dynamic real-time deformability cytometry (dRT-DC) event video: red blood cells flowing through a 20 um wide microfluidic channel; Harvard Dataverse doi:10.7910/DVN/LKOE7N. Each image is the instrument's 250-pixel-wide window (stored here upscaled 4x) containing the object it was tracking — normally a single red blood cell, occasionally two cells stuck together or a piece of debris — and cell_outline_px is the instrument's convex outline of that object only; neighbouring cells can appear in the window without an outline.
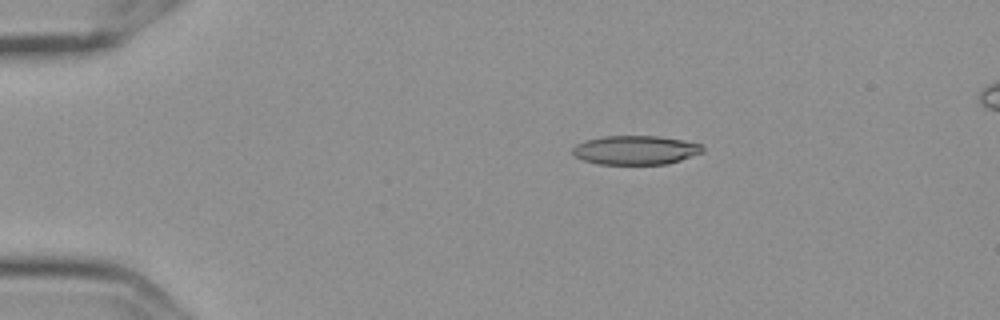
{"species": "Egyptian fruit bat (a non-hibernating species)", "species_latin": "Rousettus aegyptiacus", "temperature_condition": "cold", "stored_images_in_passage": 6, "camera_frame_rate_fps": 3000, "um_per_image_px": 0.085, "frame": {"image": 1, "passage_image": 3, "time_ms": 0.667, "image_size_px": [1000, 320], "cell_outline_px": [[704, 152], [668, 164], [596, 164], [584, 160], [576, 156], [572, 152], [572, 148], [576, 144], [584, 140], [600, 136], [660, 136], [684, 140], [700, 144], [704, 148]], "centroid_in_image_um": [54.01, 12.75], "position_along_channel_um": 31.0, "area_um2": 22.14}}
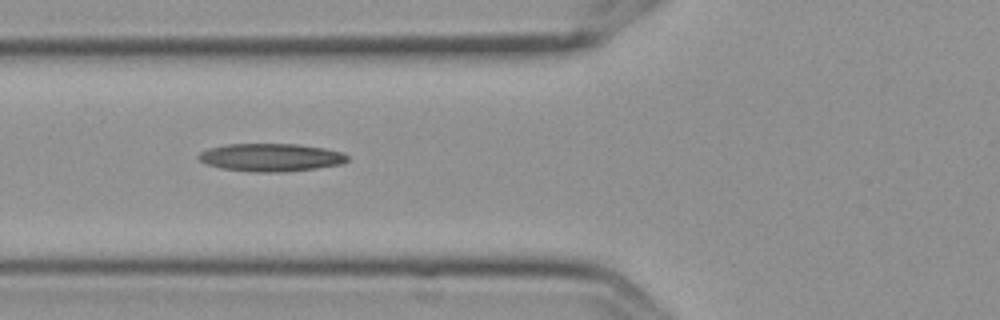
{"frame": {"image": 2, "passage_image": 6, "time_ms": 1.667, "image_size_px": [1000, 320], "cell_outline_px": [[348, 160], [340, 164], [316, 168], [284, 172], [256, 172], [220, 168], [208, 164], [200, 160], [196, 156], [200, 152], [208, 148], [228, 144], [300, 144], [324, 148], [344, 152], [348, 156]], "centroid_in_image_um": [23.03, 13.37], "position_along_channel_um": 102.8, "area_um2": 24.22}}